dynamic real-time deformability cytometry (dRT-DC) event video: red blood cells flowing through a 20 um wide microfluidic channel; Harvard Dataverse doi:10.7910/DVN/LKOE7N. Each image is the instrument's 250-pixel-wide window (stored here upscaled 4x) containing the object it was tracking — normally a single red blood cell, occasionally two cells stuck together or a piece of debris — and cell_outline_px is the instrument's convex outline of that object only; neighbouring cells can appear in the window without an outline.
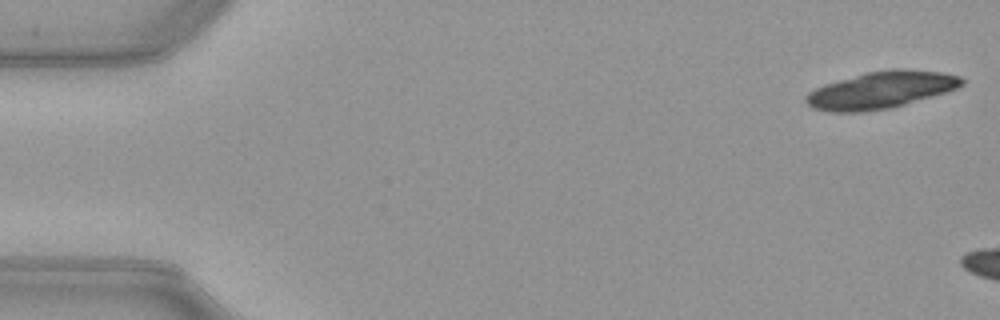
{"species": "common noctule bat (a hibernating species)", "species_latin": "Nyctalus noctula", "temperature_condition": "warm", "stored_images_in_passage": 5, "camera_frame_rate_fps": 3000, "um_per_image_px": 0.085, "animal": {"sex": "female", "body_mass_g": 21.9}, "frame": {"image": 1, "passage_image": 1, "time_ms": 0.0, "image_size_px": [1000, 320], "cell_outline_px": [[964, 84], [956, 88], [944, 92], [892, 108], [864, 112], [828, 112], [812, 108], [804, 100], [804, 96], [808, 92], [824, 84], [868, 72], [892, 68], [900, 68], [940, 72], [960, 76], [964, 80]], "centroid_in_image_um": [74.84, 7.66], "position_along_channel_um": 10.2, "area_um2": 33.52}}